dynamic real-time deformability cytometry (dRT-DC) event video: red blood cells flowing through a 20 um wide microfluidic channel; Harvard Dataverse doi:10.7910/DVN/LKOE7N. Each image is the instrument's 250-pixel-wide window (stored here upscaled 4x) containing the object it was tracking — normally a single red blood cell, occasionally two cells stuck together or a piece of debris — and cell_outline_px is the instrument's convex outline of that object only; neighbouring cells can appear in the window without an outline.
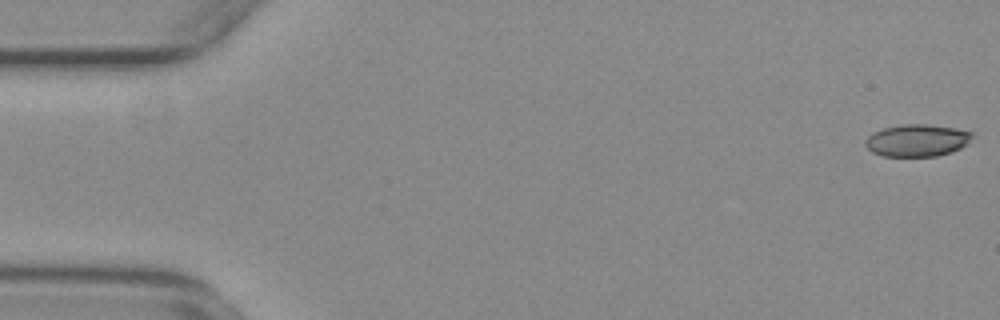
{"species": "common noctule bat (a hibernating species)", "species_latin": "Nyctalus noctula", "temperature_condition": "warm", "stored_images_in_passage": 9, "camera_frame_rate_fps": 3000, "um_per_image_px": 0.085, "animal": {"sex": "female", "body_mass_g": 29.2, "forearm_length_mm": 56.3}, "frame": {"image": 1, "passage_image": 1, "time_ms": 0.0, "image_size_px": [1000, 320], "cell_outline_px": [[972, 136], [960, 148], [952, 152], [936, 156], [884, 156], [872, 152], [864, 144], [868, 136], [872, 132], [884, 128], [904, 124], [924, 124], [952, 128], [972, 132]], "centroid_in_image_um": [77.9, 11.94], "position_along_channel_um": 7.1, "area_um2": 19.71}}